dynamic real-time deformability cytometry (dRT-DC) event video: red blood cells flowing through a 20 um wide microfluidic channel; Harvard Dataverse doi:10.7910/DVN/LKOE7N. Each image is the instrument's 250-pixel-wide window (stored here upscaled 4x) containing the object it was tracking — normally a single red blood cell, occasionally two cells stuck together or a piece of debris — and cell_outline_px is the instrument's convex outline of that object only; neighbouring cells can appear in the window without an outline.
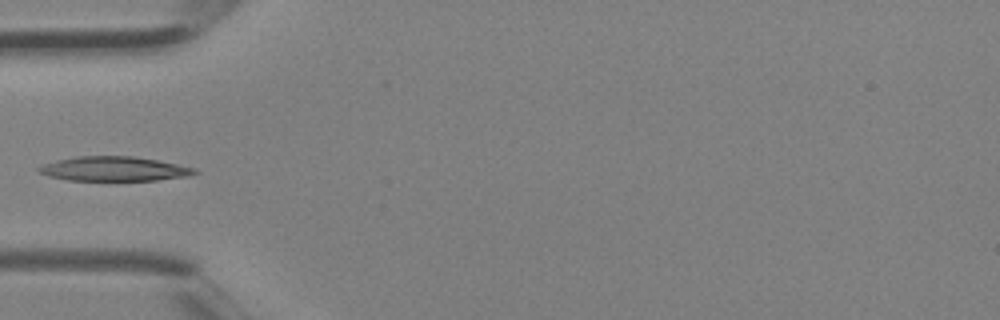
{"species": "Egyptian fruit bat (a non-hibernating species)", "species_latin": "Rousettus aegyptiacus", "temperature_condition": "room temperature", "stored_images_in_passage": 3, "camera_frame_rate_fps": 3000, "um_per_image_px": 0.085, "animal": {"sex": "female"}, "frame": {"image": 1, "passage_image": 3, "time_ms": 0.667, "image_size_px": [1000, 320], "cell_outline_px": [[200, 172], [188, 176], [156, 180], [68, 180], [48, 176], [40, 172], [36, 168], [44, 164], [56, 160], [76, 156], [132, 156], [156, 160], [196, 168]], "centroid_in_image_um": [9.69, 14.35], "position_along_channel_um": 75.3, "area_um2": 22.08}}